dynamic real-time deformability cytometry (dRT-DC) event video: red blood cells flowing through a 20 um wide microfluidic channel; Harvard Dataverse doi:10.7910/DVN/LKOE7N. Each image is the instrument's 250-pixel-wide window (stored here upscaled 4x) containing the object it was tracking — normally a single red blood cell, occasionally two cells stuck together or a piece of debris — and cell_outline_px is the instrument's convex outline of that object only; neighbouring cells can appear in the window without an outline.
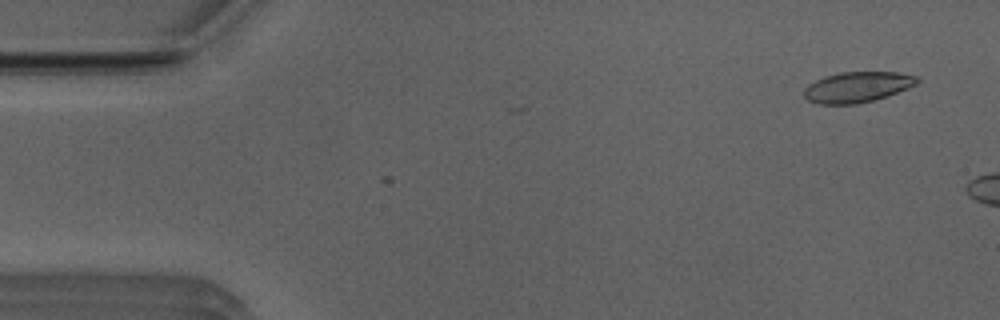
{"species": "Egyptian fruit bat (a non-hibernating species)", "species_latin": "Rousettus aegyptiacus", "temperature_condition": "room temperature", "stored_images_in_passage": 9, "camera_frame_rate_fps": 3000, "um_per_image_px": 0.085, "animal": {"sex": "male"}, "frame": {"image": 1, "passage_image": 3, "time_ms": 0.667, "image_size_px": [1000, 320], "cell_outline_px": [[920, 80], [916, 84], [888, 96], [856, 104], [820, 104], [808, 100], [804, 96], [804, 88], [808, 84], [824, 76], [840, 72], [896, 72], [916, 76]], "centroid_in_image_um": [72.85, 7.39], "position_along_channel_um": 12.2, "area_um2": 20.06}}